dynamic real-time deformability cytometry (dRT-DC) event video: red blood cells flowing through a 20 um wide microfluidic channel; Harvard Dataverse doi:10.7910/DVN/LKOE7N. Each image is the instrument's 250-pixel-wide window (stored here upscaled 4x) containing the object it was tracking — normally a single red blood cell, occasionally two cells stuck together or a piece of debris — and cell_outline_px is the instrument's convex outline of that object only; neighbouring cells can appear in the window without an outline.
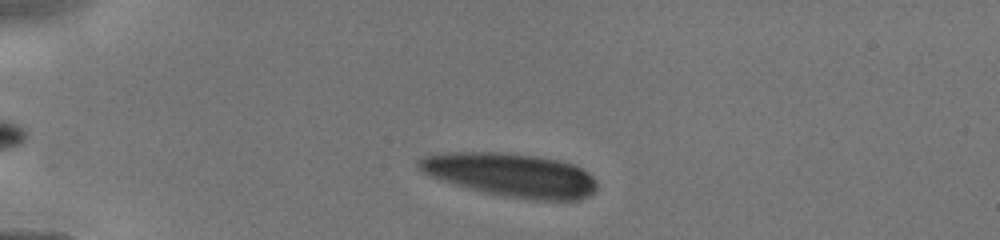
{"species": "human", "species_latin": "Homo sapiens", "temperature_condition": "cold", "stored_images_in_passage": 26, "camera_frame_rate_fps": 3000, "um_per_image_px": 0.085, "donor": {"sex": "male"}, "frame": {"image": 1, "passage_image": 5, "time_ms": 1.0, "image_size_px": [1000, 240], "cell_outline_px": [[596, 188], [588, 196], [580, 200], [536, 200], [504, 196], [484, 192], [468, 188], [428, 176], [416, 168], [416, 160], [424, 156], [452, 152], [500, 152], [536, 156], [556, 160], [572, 164], [588, 172], [596, 180]], "centroid_in_image_um": [43.39, 14.87], "position_along_channel_um": 41.6, "area_um2": 45.2}}
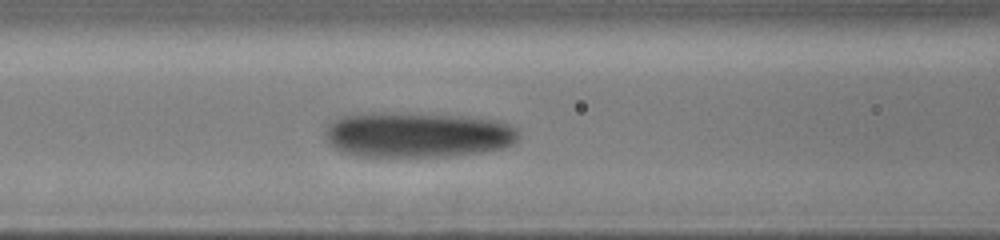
{"frame": {"image": 2, "passage_image": 19, "time_ms": 4.0, "image_size_px": [1000, 240], "cell_outline_px": [[520, 136], [512, 144], [500, 148], [480, 152], [448, 156], [360, 156], [344, 152], [328, 144], [324, 136], [324, 132], [328, 124], [340, 116], [372, 112], [384, 112], [468, 116], [500, 120], [516, 128], [520, 132]], "centroid_in_image_um": [35.47, 11.43], "position_along_channel_um": 131.1, "area_um2": 51.44}}
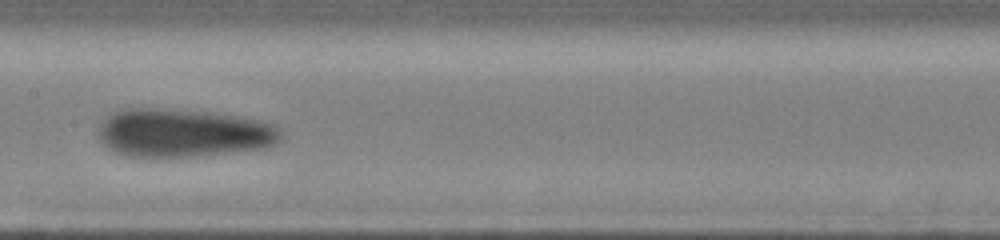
{"frame": {"image": 3, "passage_image": 25, "time_ms": 5.333, "image_size_px": [1000, 240], "cell_outline_px": [[280, 140], [276, 144], [264, 148], [192, 156], [128, 156], [116, 152], [108, 148], [100, 140], [96, 132], [100, 124], [112, 112], [124, 108], [156, 108], [204, 112], [236, 116], [256, 120], [280, 128]], "centroid_in_image_um": [15.5, 11.29], "position_along_channel_um": 191.9, "area_um2": 50.75}}